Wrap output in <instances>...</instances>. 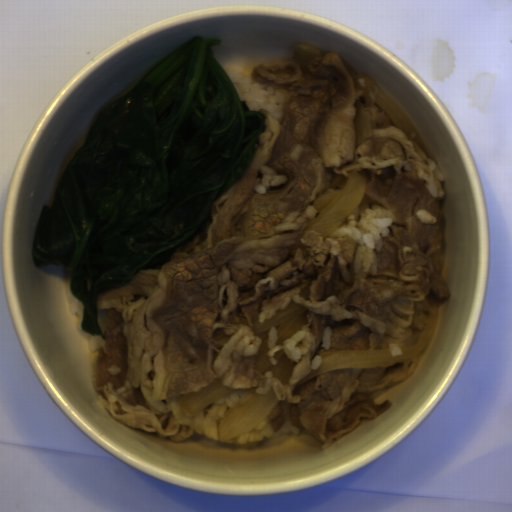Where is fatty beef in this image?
Returning <instances> with one entry per match:
<instances>
[{
    "label": "fatty beef",
    "instance_id": "1",
    "mask_svg": "<svg viewBox=\"0 0 512 512\" xmlns=\"http://www.w3.org/2000/svg\"><path fill=\"white\" fill-rule=\"evenodd\" d=\"M254 82L288 91L282 121L266 112L244 177L210 209L205 229L154 268L139 270L121 287L96 299L95 319L105 338L94 384L105 410L143 433L181 443L195 432L219 439L227 410L254 388H273L279 403L246 434L225 441L256 448L284 423L318 440L322 450L392 408L373 394L397 386L415 371L411 360L377 368L333 369L298 385L337 350L400 348L426 328L434 305L452 292L442 278L446 192L442 169L421 157L377 105H367L364 76L337 51L297 46L293 60L253 68ZM370 113L372 136L356 148L355 103ZM287 182L259 195L260 166ZM369 175L366 194L393 219L390 236L374 251L348 236L325 239L315 231L301 238L309 248L288 251L317 211L315 199L333 191V175ZM290 300L305 306L309 323L275 345L294 359L281 384L272 372L253 368L260 322ZM232 392L192 416L176 404L215 378ZM298 385V386H297Z\"/></svg>",
    "mask_w": 512,
    "mask_h": 512
}]
</instances>
